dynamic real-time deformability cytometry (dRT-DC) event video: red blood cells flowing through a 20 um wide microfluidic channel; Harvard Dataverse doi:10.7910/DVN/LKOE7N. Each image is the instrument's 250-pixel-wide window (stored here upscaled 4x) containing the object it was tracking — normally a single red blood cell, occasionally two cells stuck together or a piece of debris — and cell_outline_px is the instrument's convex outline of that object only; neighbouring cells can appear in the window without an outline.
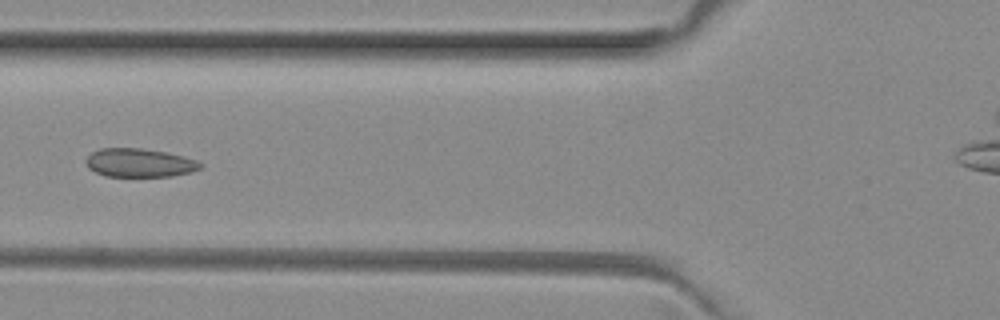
{"species": "common noctule bat (a hibernating species)", "species_latin": "Nyctalus noctula", "temperature_condition": "room temperature", "stored_images_in_passage": 6, "segment_of_instrument_passage": [1, 2], "camera_frame_rate_fps": 3000, "um_per_image_px": 0.085, "animal": {"sex": "female", "body_mass_g": 29.2, "forearm_length_mm": 56.3}, "frame": {"image": 1, "passage_image": 5, "time_ms": 1.333, "image_size_px": [1000, 320], "cell_outline_px": [[204, 164], [200, 168], [188, 172], [172, 176], [104, 176], [88, 168], [84, 160], [92, 152], [100, 148], [140, 148], [164, 152], [196, 160]], "centroid_in_image_um": [11.8, 13.84], "position_along_channel_um": 114.0, "area_um2": 18.84}}